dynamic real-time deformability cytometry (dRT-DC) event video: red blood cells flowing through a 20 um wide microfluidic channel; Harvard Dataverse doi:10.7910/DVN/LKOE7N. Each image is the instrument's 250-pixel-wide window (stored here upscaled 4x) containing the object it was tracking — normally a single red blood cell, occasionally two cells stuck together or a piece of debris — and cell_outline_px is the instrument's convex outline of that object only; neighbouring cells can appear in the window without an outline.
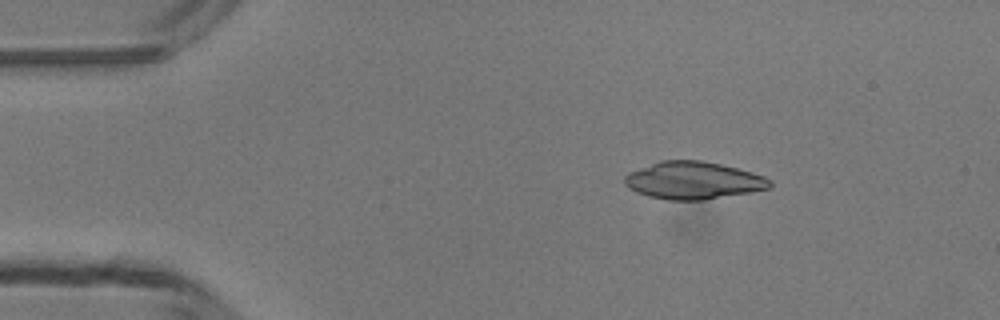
{"species": "common noctule bat (a hibernating species)", "species_latin": "Nyctalus noctula", "temperature_condition": "room temperature", "stored_images_in_passage": 49, "camera_frame_rate_fps": 3000, "um_per_image_px": 0.085, "animal": {"sex": "male", "body_mass_g": 13.3}, "frame": {"image": 1, "passage_image": 8, "time_ms": 2.333, "image_size_px": [1000, 320], "cell_outline_px": [[772, 188], [752, 192], [704, 200], [668, 200], [648, 196], [636, 192], [628, 188], [624, 184], [624, 176], [628, 172], [660, 160], [700, 160], [720, 164], [752, 172], [764, 176], [772, 180]], "centroid_in_image_um": [58.93, 15.34], "position_along_channel_um": 26.1, "area_um2": 31.96}}